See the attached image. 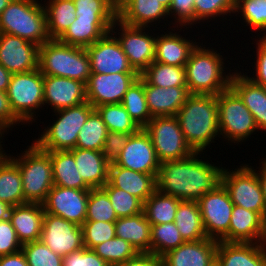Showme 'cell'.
Returning a JSON list of instances; mask_svg holds the SVG:
<instances>
[{
  "label": "cell",
  "instance_id": "16",
  "mask_svg": "<svg viewBox=\"0 0 266 266\" xmlns=\"http://www.w3.org/2000/svg\"><path fill=\"white\" fill-rule=\"evenodd\" d=\"M115 35L117 32L110 31L94 44L85 48L90 59L91 73L136 72L129 65L127 56Z\"/></svg>",
  "mask_w": 266,
  "mask_h": 266
},
{
  "label": "cell",
  "instance_id": "29",
  "mask_svg": "<svg viewBox=\"0 0 266 266\" xmlns=\"http://www.w3.org/2000/svg\"><path fill=\"white\" fill-rule=\"evenodd\" d=\"M230 87L239 95L254 117L258 129L266 132V88L254 83L248 75L232 73Z\"/></svg>",
  "mask_w": 266,
  "mask_h": 266
},
{
  "label": "cell",
  "instance_id": "35",
  "mask_svg": "<svg viewBox=\"0 0 266 266\" xmlns=\"http://www.w3.org/2000/svg\"><path fill=\"white\" fill-rule=\"evenodd\" d=\"M174 223L185 242H195L208 238L197 201L181 200Z\"/></svg>",
  "mask_w": 266,
  "mask_h": 266
},
{
  "label": "cell",
  "instance_id": "58",
  "mask_svg": "<svg viewBox=\"0 0 266 266\" xmlns=\"http://www.w3.org/2000/svg\"><path fill=\"white\" fill-rule=\"evenodd\" d=\"M0 266H28L22 250L17 253L0 256Z\"/></svg>",
  "mask_w": 266,
  "mask_h": 266
},
{
  "label": "cell",
  "instance_id": "42",
  "mask_svg": "<svg viewBox=\"0 0 266 266\" xmlns=\"http://www.w3.org/2000/svg\"><path fill=\"white\" fill-rule=\"evenodd\" d=\"M185 243L174 222L151 225V253L162 257Z\"/></svg>",
  "mask_w": 266,
  "mask_h": 266
},
{
  "label": "cell",
  "instance_id": "10",
  "mask_svg": "<svg viewBox=\"0 0 266 266\" xmlns=\"http://www.w3.org/2000/svg\"><path fill=\"white\" fill-rule=\"evenodd\" d=\"M231 171L223 168L221 184L227 190L232 203L258 212L266 220L263 192L254 168L249 164H242L240 168Z\"/></svg>",
  "mask_w": 266,
  "mask_h": 266
},
{
  "label": "cell",
  "instance_id": "19",
  "mask_svg": "<svg viewBox=\"0 0 266 266\" xmlns=\"http://www.w3.org/2000/svg\"><path fill=\"white\" fill-rule=\"evenodd\" d=\"M39 46L18 36L0 33V64L12 74L38 69Z\"/></svg>",
  "mask_w": 266,
  "mask_h": 266
},
{
  "label": "cell",
  "instance_id": "63",
  "mask_svg": "<svg viewBox=\"0 0 266 266\" xmlns=\"http://www.w3.org/2000/svg\"><path fill=\"white\" fill-rule=\"evenodd\" d=\"M167 10L171 6L172 0H158Z\"/></svg>",
  "mask_w": 266,
  "mask_h": 266
},
{
  "label": "cell",
  "instance_id": "23",
  "mask_svg": "<svg viewBox=\"0 0 266 266\" xmlns=\"http://www.w3.org/2000/svg\"><path fill=\"white\" fill-rule=\"evenodd\" d=\"M216 260L221 266H266V243L218 241Z\"/></svg>",
  "mask_w": 266,
  "mask_h": 266
},
{
  "label": "cell",
  "instance_id": "39",
  "mask_svg": "<svg viewBox=\"0 0 266 266\" xmlns=\"http://www.w3.org/2000/svg\"><path fill=\"white\" fill-rule=\"evenodd\" d=\"M121 104L140 128H144L152 119L145 98L144 78L141 75L128 88Z\"/></svg>",
  "mask_w": 266,
  "mask_h": 266
},
{
  "label": "cell",
  "instance_id": "52",
  "mask_svg": "<svg viewBox=\"0 0 266 266\" xmlns=\"http://www.w3.org/2000/svg\"><path fill=\"white\" fill-rule=\"evenodd\" d=\"M17 233L9 219L0 221V256L17 253L21 250Z\"/></svg>",
  "mask_w": 266,
  "mask_h": 266
},
{
  "label": "cell",
  "instance_id": "28",
  "mask_svg": "<svg viewBox=\"0 0 266 266\" xmlns=\"http://www.w3.org/2000/svg\"><path fill=\"white\" fill-rule=\"evenodd\" d=\"M44 214V208L39 203H25L11 207L9 220L22 245L40 240Z\"/></svg>",
  "mask_w": 266,
  "mask_h": 266
},
{
  "label": "cell",
  "instance_id": "55",
  "mask_svg": "<svg viewBox=\"0 0 266 266\" xmlns=\"http://www.w3.org/2000/svg\"><path fill=\"white\" fill-rule=\"evenodd\" d=\"M257 50L256 55L257 60L254 66L256 65L255 69V76L254 77H248L250 78L254 83L261 85L266 88V37H260V40L256 43Z\"/></svg>",
  "mask_w": 266,
  "mask_h": 266
},
{
  "label": "cell",
  "instance_id": "3",
  "mask_svg": "<svg viewBox=\"0 0 266 266\" xmlns=\"http://www.w3.org/2000/svg\"><path fill=\"white\" fill-rule=\"evenodd\" d=\"M199 44L185 64L187 88L190 94L218 95L230 87L232 74L224 72L222 55Z\"/></svg>",
  "mask_w": 266,
  "mask_h": 266
},
{
  "label": "cell",
  "instance_id": "4",
  "mask_svg": "<svg viewBox=\"0 0 266 266\" xmlns=\"http://www.w3.org/2000/svg\"><path fill=\"white\" fill-rule=\"evenodd\" d=\"M38 68L43 75L67 77L87 83L91 75L89 55L85 48L51 39L39 46Z\"/></svg>",
  "mask_w": 266,
  "mask_h": 266
},
{
  "label": "cell",
  "instance_id": "9",
  "mask_svg": "<svg viewBox=\"0 0 266 266\" xmlns=\"http://www.w3.org/2000/svg\"><path fill=\"white\" fill-rule=\"evenodd\" d=\"M43 89V74L39 68L12 74L6 93L13 113L23 124L35 121V110L44 106Z\"/></svg>",
  "mask_w": 266,
  "mask_h": 266
},
{
  "label": "cell",
  "instance_id": "46",
  "mask_svg": "<svg viewBox=\"0 0 266 266\" xmlns=\"http://www.w3.org/2000/svg\"><path fill=\"white\" fill-rule=\"evenodd\" d=\"M241 16L244 22L256 31H264L266 37V0H236L235 12Z\"/></svg>",
  "mask_w": 266,
  "mask_h": 266
},
{
  "label": "cell",
  "instance_id": "26",
  "mask_svg": "<svg viewBox=\"0 0 266 266\" xmlns=\"http://www.w3.org/2000/svg\"><path fill=\"white\" fill-rule=\"evenodd\" d=\"M116 19L76 17L58 40L65 44L86 48L108 34Z\"/></svg>",
  "mask_w": 266,
  "mask_h": 266
},
{
  "label": "cell",
  "instance_id": "45",
  "mask_svg": "<svg viewBox=\"0 0 266 266\" xmlns=\"http://www.w3.org/2000/svg\"><path fill=\"white\" fill-rule=\"evenodd\" d=\"M102 189L108 194L118 218L134 216L143 212V202L127 191L111 186L108 182Z\"/></svg>",
  "mask_w": 266,
  "mask_h": 266
},
{
  "label": "cell",
  "instance_id": "57",
  "mask_svg": "<svg viewBox=\"0 0 266 266\" xmlns=\"http://www.w3.org/2000/svg\"><path fill=\"white\" fill-rule=\"evenodd\" d=\"M118 266H164L162 257L152 253H138L134 258L126 260Z\"/></svg>",
  "mask_w": 266,
  "mask_h": 266
},
{
  "label": "cell",
  "instance_id": "22",
  "mask_svg": "<svg viewBox=\"0 0 266 266\" xmlns=\"http://www.w3.org/2000/svg\"><path fill=\"white\" fill-rule=\"evenodd\" d=\"M218 241L211 238L185 242L162 256L164 266H210L216 259Z\"/></svg>",
  "mask_w": 266,
  "mask_h": 266
},
{
  "label": "cell",
  "instance_id": "61",
  "mask_svg": "<svg viewBox=\"0 0 266 266\" xmlns=\"http://www.w3.org/2000/svg\"><path fill=\"white\" fill-rule=\"evenodd\" d=\"M11 207L8 203L0 201V221L9 219Z\"/></svg>",
  "mask_w": 266,
  "mask_h": 266
},
{
  "label": "cell",
  "instance_id": "65",
  "mask_svg": "<svg viewBox=\"0 0 266 266\" xmlns=\"http://www.w3.org/2000/svg\"><path fill=\"white\" fill-rule=\"evenodd\" d=\"M210 266H221L220 263L215 259Z\"/></svg>",
  "mask_w": 266,
  "mask_h": 266
},
{
  "label": "cell",
  "instance_id": "24",
  "mask_svg": "<svg viewBox=\"0 0 266 266\" xmlns=\"http://www.w3.org/2000/svg\"><path fill=\"white\" fill-rule=\"evenodd\" d=\"M147 107L153 117L176 116L190 95L187 86L162 88L144 79Z\"/></svg>",
  "mask_w": 266,
  "mask_h": 266
},
{
  "label": "cell",
  "instance_id": "13",
  "mask_svg": "<svg viewBox=\"0 0 266 266\" xmlns=\"http://www.w3.org/2000/svg\"><path fill=\"white\" fill-rule=\"evenodd\" d=\"M197 202L207 237L219 241L229 230L234 207L227 190L219 184Z\"/></svg>",
  "mask_w": 266,
  "mask_h": 266
},
{
  "label": "cell",
  "instance_id": "51",
  "mask_svg": "<svg viewBox=\"0 0 266 266\" xmlns=\"http://www.w3.org/2000/svg\"><path fill=\"white\" fill-rule=\"evenodd\" d=\"M135 133H122L108 131L106 140L102 149L105 159L109 163H114L119 157L120 152L127 144L131 136Z\"/></svg>",
  "mask_w": 266,
  "mask_h": 266
},
{
  "label": "cell",
  "instance_id": "21",
  "mask_svg": "<svg viewBox=\"0 0 266 266\" xmlns=\"http://www.w3.org/2000/svg\"><path fill=\"white\" fill-rule=\"evenodd\" d=\"M228 232L219 240L266 243V220L258 213L234 205Z\"/></svg>",
  "mask_w": 266,
  "mask_h": 266
},
{
  "label": "cell",
  "instance_id": "38",
  "mask_svg": "<svg viewBox=\"0 0 266 266\" xmlns=\"http://www.w3.org/2000/svg\"><path fill=\"white\" fill-rule=\"evenodd\" d=\"M140 75L150 85L157 87L187 86L185 66L167 65L154 61Z\"/></svg>",
  "mask_w": 266,
  "mask_h": 266
},
{
  "label": "cell",
  "instance_id": "50",
  "mask_svg": "<svg viewBox=\"0 0 266 266\" xmlns=\"http://www.w3.org/2000/svg\"><path fill=\"white\" fill-rule=\"evenodd\" d=\"M235 7L236 0H195L194 24L200 23L201 20H212L221 15L227 16L228 13L235 12Z\"/></svg>",
  "mask_w": 266,
  "mask_h": 266
},
{
  "label": "cell",
  "instance_id": "44",
  "mask_svg": "<svg viewBox=\"0 0 266 266\" xmlns=\"http://www.w3.org/2000/svg\"><path fill=\"white\" fill-rule=\"evenodd\" d=\"M117 219L108 194L102 188H91L87 201L86 220L115 222Z\"/></svg>",
  "mask_w": 266,
  "mask_h": 266
},
{
  "label": "cell",
  "instance_id": "25",
  "mask_svg": "<svg viewBox=\"0 0 266 266\" xmlns=\"http://www.w3.org/2000/svg\"><path fill=\"white\" fill-rule=\"evenodd\" d=\"M164 17L168 10L158 0H117V19L124 24L150 28Z\"/></svg>",
  "mask_w": 266,
  "mask_h": 266
},
{
  "label": "cell",
  "instance_id": "12",
  "mask_svg": "<svg viewBox=\"0 0 266 266\" xmlns=\"http://www.w3.org/2000/svg\"><path fill=\"white\" fill-rule=\"evenodd\" d=\"M117 28L118 26L119 29ZM118 32L116 37L123 49V52L127 56L129 65L139 75L145 71L155 61V41L156 37L146 33L145 27H135L122 23L118 19L115 20L111 27V32Z\"/></svg>",
  "mask_w": 266,
  "mask_h": 266
},
{
  "label": "cell",
  "instance_id": "40",
  "mask_svg": "<svg viewBox=\"0 0 266 266\" xmlns=\"http://www.w3.org/2000/svg\"><path fill=\"white\" fill-rule=\"evenodd\" d=\"M107 134L105 123L94 110L78 134L76 148L102 151Z\"/></svg>",
  "mask_w": 266,
  "mask_h": 266
},
{
  "label": "cell",
  "instance_id": "2",
  "mask_svg": "<svg viewBox=\"0 0 266 266\" xmlns=\"http://www.w3.org/2000/svg\"><path fill=\"white\" fill-rule=\"evenodd\" d=\"M218 115L217 95L209 94H190L177 112L185 141L194 152H204L220 136Z\"/></svg>",
  "mask_w": 266,
  "mask_h": 266
},
{
  "label": "cell",
  "instance_id": "56",
  "mask_svg": "<svg viewBox=\"0 0 266 266\" xmlns=\"http://www.w3.org/2000/svg\"><path fill=\"white\" fill-rule=\"evenodd\" d=\"M23 123L12 111L6 92L0 91V129L6 134L8 128Z\"/></svg>",
  "mask_w": 266,
  "mask_h": 266
},
{
  "label": "cell",
  "instance_id": "43",
  "mask_svg": "<svg viewBox=\"0 0 266 266\" xmlns=\"http://www.w3.org/2000/svg\"><path fill=\"white\" fill-rule=\"evenodd\" d=\"M92 250L110 266H118L138 254L129 242L117 236L98 244Z\"/></svg>",
  "mask_w": 266,
  "mask_h": 266
},
{
  "label": "cell",
  "instance_id": "30",
  "mask_svg": "<svg viewBox=\"0 0 266 266\" xmlns=\"http://www.w3.org/2000/svg\"><path fill=\"white\" fill-rule=\"evenodd\" d=\"M77 170L91 188H102L108 182L110 163L102 151L81 148L71 149Z\"/></svg>",
  "mask_w": 266,
  "mask_h": 266
},
{
  "label": "cell",
  "instance_id": "33",
  "mask_svg": "<svg viewBox=\"0 0 266 266\" xmlns=\"http://www.w3.org/2000/svg\"><path fill=\"white\" fill-rule=\"evenodd\" d=\"M52 163L53 184L59 187L90 190L77 170L71 150L48 151Z\"/></svg>",
  "mask_w": 266,
  "mask_h": 266
},
{
  "label": "cell",
  "instance_id": "54",
  "mask_svg": "<svg viewBox=\"0 0 266 266\" xmlns=\"http://www.w3.org/2000/svg\"><path fill=\"white\" fill-rule=\"evenodd\" d=\"M194 2L195 0H172L168 9V15H174L175 23L180 27L194 25Z\"/></svg>",
  "mask_w": 266,
  "mask_h": 266
},
{
  "label": "cell",
  "instance_id": "17",
  "mask_svg": "<svg viewBox=\"0 0 266 266\" xmlns=\"http://www.w3.org/2000/svg\"><path fill=\"white\" fill-rule=\"evenodd\" d=\"M89 191L54 185L42 203L44 212L81 226L86 220Z\"/></svg>",
  "mask_w": 266,
  "mask_h": 266
},
{
  "label": "cell",
  "instance_id": "41",
  "mask_svg": "<svg viewBox=\"0 0 266 266\" xmlns=\"http://www.w3.org/2000/svg\"><path fill=\"white\" fill-rule=\"evenodd\" d=\"M108 131L137 133L141 128L133 121L121 103L104 104L95 108Z\"/></svg>",
  "mask_w": 266,
  "mask_h": 266
},
{
  "label": "cell",
  "instance_id": "36",
  "mask_svg": "<svg viewBox=\"0 0 266 266\" xmlns=\"http://www.w3.org/2000/svg\"><path fill=\"white\" fill-rule=\"evenodd\" d=\"M44 5L48 33L51 39H59L76 19L73 0H49Z\"/></svg>",
  "mask_w": 266,
  "mask_h": 266
},
{
  "label": "cell",
  "instance_id": "47",
  "mask_svg": "<svg viewBox=\"0 0 266 266\" xmlns=\"http://www.w3.org/2000/svg\"><path fill=\"white\" fill-rule=\"evenodd\" d=\"M21 250L28 266H63V257L54 253L41 240L23 244Z\"/></svg>",
  "mask_w": 266,
  "mask_h": 266
},
{
  "label": "cell",
  "instance_id": "14",
  "mask_svg": "<svg viewBox=\"0 0 266 266\" xmlns=\"http://www.w3.org/2000/svg\"><path fill=\"white\" fill-rule=\"evenodd\" d=\"M139 76L137 72L91 73L85 84L86 100L94 108L104 104L121 103L124 94Z\"/></svg>",
  "mask_w": 266,
  "mask_h": 266
},
{
  "label": "cell",
  "instance_id": "32",
  "mask_svg": "<svg viewBox=\"0 0 266 266\" xmlns=\"http://www.w3.org/2000/svg\"><path fill=\"white\" fill-rule=\"evenodd\" d=\"M116 236L129 242L138 253H151V223L144 212L115 221Z\"/></svg>",
  "mask_w": 266,
  "mask_h": 266
},
{
  "label": "cell",
  "instance_id": "20",
  "mask_svg": "<svg viewBox=\"0 0 266 266\" xmlns=\"http://www.w3.org/2000/svg\"><path fill=\"white\" fill-rule=\"evenodd\" d=\"M44 105L55 111L86 102V86L82 81L67 77L43 75Z\"/></svg>",
  "mask_w": 266,
  "mask_h": 266
},
{
  "label": "cell",
  "instance_id": "7",
  "mask_svg": "<svg viewBox=\"0 0 266 266\" xmlns=\"http://www.w3.org/2000/svg\"><path fill=\"white\" fill-rule=\"evenodd\" d=\"M95 108L88 101L74 107L55 111L57 120L44 129L34 143L42 150L57 151L76 148L77 137Z\"/></svg>",
  "mask_w": 266,
  "mask_h": 266
},
{
  "label": "cell",
  "instance_id": "27",
  "mask_svg": "<svg viewBox=\"0 0 266 266\" xmlns=\"http://www.w3.org/2000/svg\"><path fill=\"white\" fill-rule=\"evenodd\" d=\"M157 175L145 174L110 163L108 183L127 191L143 203L157 190Z\"/></svg>",
  "mask_w": 266,
  "mask_h": 266
},
{
  "label": "cell",
  "instance_id": "34",
  "mask_svg": "<svg viewBox=\"0 0 266 266\" xmlns=\"http://www.w3.org/2000/svg\"><path fill=\"white\" fill-rule=\"evenodd\" d=\"M7 155L0 156V201L13 207L24 204V194L19 167Z\"/></svg>",
  "mask_w": 266,
  "mask_h": 266
},
{
  "label": "cell",
  "instance_id": "49",
  "mask_svg": "<svg viewBox=\"0 0 266 266\" xmlns=\"http://www.w3.org/2000/svg\"><path fill=\"white\" fill-rule=\"evenodd\" d=\"M81 228L83 246L86 249H93L98 244L113 239L116 236L115 222L85 220Z\"/></svg>",
  "mask_w": 266,
  "mask_h": 266
},
{
  "label": "cell",
  "instance_id": "15",
  "mask_svg": "<svg viewBox=\"0 0 266 266\" xmlns=\"http://www.w3.org/2000/svg\"><path fill=\"white\" fill-rule=\"evenodd\" d=\"M40 240L62 257L84 247L81 226L49 213L44 214Z\"/></svg>",
  "mask_w": 266,
  "mask_h": 266
},
{
  "label": "cell",
  "instance_id": "60",
  "mask_svg": "<svg viewBox=\"0 0 266 266\" xmlns=\"http://www.w3.org/2000/svg\"><path fill=\"white\" fill-rule=\"evenodd\" d=\"M12 73L0 64V91L6 92L10 83Z\"/></svg>",
  "mask_w": 266,
  "mask_h": 266
},
{
  "label": "cell",
  "instance_id": "11",
  "mask_svg": "<svg viewBox=\"0 0 266 266\" xmlns=\"http://www.w3.org/2000/svg\"><path fill=\"white\" fill-rule=\"evenodd\" d=\"M144 130L151 137L160 163L182 160L194 153L185 141L176 116L153 117Z\"/></svg>",
  "mask_w": 266,
  "mask_h": 266
},
{
  "label": "cell",
  "instance_id": "62",
  "mask_svg": "<svg viewBox=\"0 0 266 266\" xmlns=\"http://www.w3.org/2000/svg\"><path fill=\"white\" fill-rule=\"evenodd\" d=\"M12 0H0V14L4 11V9L9 5Z\"/></svg>",
  "mask_w": 266,
  "mask_h": 266
},
{
  "label": "cell",
  "instance_id": "59",
  "mask_svg": "<svg viewBox=\"0 0 266 266\" xmlns=\"http://www.w3.org/2000/svg\"><path fill=\"white\" fill-rule=\"evenodd\" d=\"M262 166L260 167V170L256 171L257 176L259 177V182L261 185V189L263 192V197H264V203L266 206V158L265 160H261ZM259 172V173H258Z\"/></svg>",
  "mask_w": 266,
  "mask_h": 266
},
{
  "label": "cell",
  "instance_id": "64",
  "mask_svg": "<svg viewBox=\"0 0 266 266\" xmlns=\"http://www.w3.org/2000/svg\"><path fill=\"white\" fill-rule=\"evenodd\" d=\"M2 135H5V134H4V132L0 129V156L3 155V154H4V151H5V150L2 149L3 147H2V144H1V142H3V141H1V140H2V137H3Z\"/></svg>",
  "mask_w": 266,
  "mask_h": 266
},
{
  "label": "cell",
  "instance_id": "37",
  "mask_svg": "<svg viewBox=\"0 0 266 266\" xmlns=\"http://www.w3.org/2000/svg\"><path fill=\"white\" fill-rule=\"evenodd\" d=\"M178 198L156 190L144 203L143 212L151 225L172 223L179 206Z\"/></svg>",
  "mask_w": 266,
  "mask_h": 266
},
{
  "label": "cell",
  "instance_id": "18",
  "mask_svg": "<svg viewBox=\"0 0 266 266\" xmlns=\"http://www.w3.org/2000/svg\"><path fill=\"white\" fill-rule=\"evenodd\" d=\"M114 164L136 172L158 175L160 162L151 137L144 128L131 136Z\"/></svg>",
  "mask_w": 266,
  "mask_h": 266
},
{
  "label": "cell",
  "instance_id": "8",
  "mask_svg": "<svg viewBox=\"0 0 266 266\" xmlns=\"http://www.w3.org/2000/svg\"><path fill=\"white\" fill-rule=\"evenodd\" d=\"M217 104L219 132L223 138L239 144L258 131L251 112L231 87L217 95Z\"/></svg>",
  "mask_w": 266,
  "mask_h": 266
},
{
  "label": "cell",
  "instance_id": "31",
  "mask_svg": "<svg viewBox=\"0 0 266 266\" xmlns=\"http://www.w3.org/2000/svg\"><path fill=\"white\" fill-rule=\"evenodd\" d=\"M198 42H193L179 34L158 35L155 41V61L167 65L185 66L192 50Z\"/></svg>",
  "mask_w": 266,
  "mask_h": 266
},
{
  "label": "cell",
  "instance_id": "48",
  "mask_svg": "<svg viewBox=\"0 0 266 266\" xmlns=\"http://www.w3.org/2000/svg\"><path fill=\"white\" fill-rule=\"evenodd\" d=\"M76 17L117 18V0H73Z\"/></svg>",
  "mask_w": 266,
  "mask_h": 266
},
{
  "label": "cell",
  "instance_id": "6",
  "mask_svg": "<svg viewBox=\"0 0 266 266\" xmlns=\"http://www.w3.org/2000/svg\"><path fill=\"white\" fill-rule=\"evenodd\" d=\"M19 167L25 203L42 204L54 186L50 155L34 142L20 156L11 157Z\"/></svg>",
  "mask_w": 266,
  "mask_h": 266
},
{
  "label": "cell",
  "instance_id": "53",
  "mask_svg": "<svg viewBox=\"0 0 266 266\" xmlns=\"http://www.w3.org/2000/svg\"><path fill=\"white\" fill-rule=\"evenodd\" d=\"M63 266H110L92 249L85 247L63 257Z\"/></svg>",
  "mask_w": 266,
  "mask_h": 266
},
{
  "label": "cell",
  "instance_id": "5",
  "mask_svg": "<svg viewBox=\"0 0 266 266\" xmlns=\"http://www.w3.org/2000/svg\"><path fill=\"white\" fill-rule=\"evenodd\" d=\"M37 0H12L0 14V33L41 46L51 40L44 5Z\"/></svg>",
  "mask_w": 266,
  "mask_h": 266
},
{
  "label": "cell",
  "instance_id": "1",
  "mask_svg": "<svg viewBox=\"0 0 266 266\" xmlns=\"http://www.w3.org/2000/svg\"><path fill=\"white\" fill-rule=\"evenodd\" d=\"M202 152L188 158L161 162L156 178L157 190L179 200L198 201L221 184L223 167L199 159Z\"/></svg>",
  "mask_w": 266,
  "mask_h": 266
}]
</instances>
